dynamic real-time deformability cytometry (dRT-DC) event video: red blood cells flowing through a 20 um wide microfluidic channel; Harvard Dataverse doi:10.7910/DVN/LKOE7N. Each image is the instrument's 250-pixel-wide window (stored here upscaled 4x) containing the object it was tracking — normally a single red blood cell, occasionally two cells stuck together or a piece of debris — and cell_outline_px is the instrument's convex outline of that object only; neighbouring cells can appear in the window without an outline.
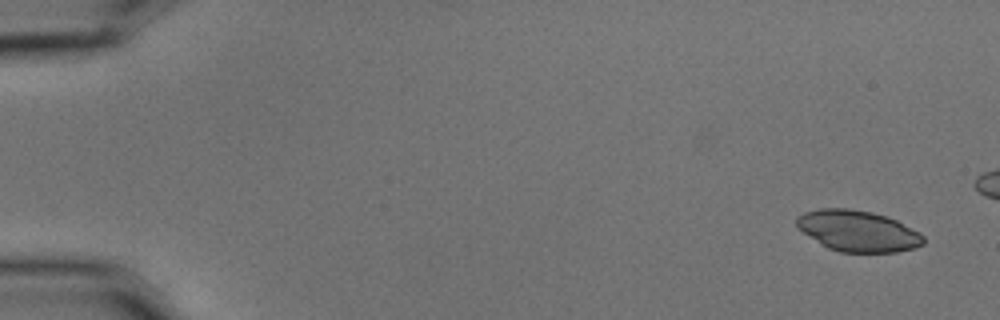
{"species": "common noctule bat (a hibernating species)", "species_latin": "Nyctalus noctula", "temperature_condition": "cold", "stored_images_in_passage": 7, "camera_frame_rate_fps": 3000, "um_per_image_px": 0.085, "animal": {"sex": "male", "body_mass_g": 15.6}, "frame": {"image": 1, "passage_image": 1, "time_ms": 0.0, "image_size_px": [1000, 320], "cell_outline_px": [[924, 244], [916, 248], [896, 252], [840, 252], [828, 248], [820, 244], [796, 228], [796, 216], [804, 212], [820, 208], [848, 208], [872, 212], [888, 216], [920, 232], [924, 236]], "centroid_in_image_um": [72.91, 19.63], "position_along_channel_um": 12.1, "area_um2": 30.69}}
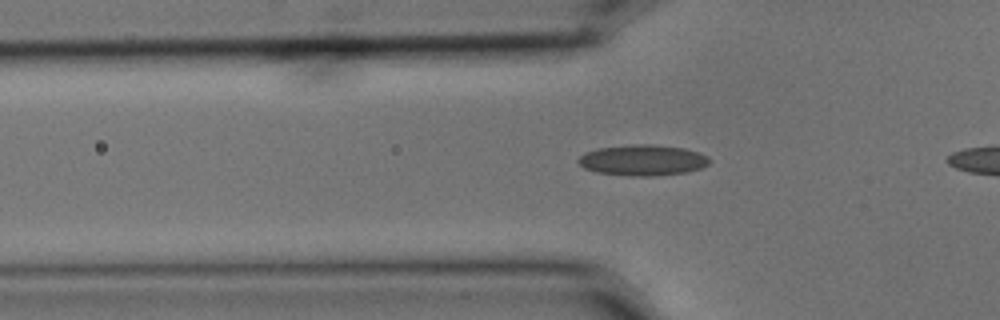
{"frame": {"image": 2, "passage_image": 7, "time_ms": 2.0, "image_size_px": [1000, 320], "cell_outline_px": [[708, 164], [700, 168], [688, 172], [652, 176], [632, 176], [596, 172], [584, 168], [576, 160], [584, 152], [596, 148], [632, 144], [652, 144], [684, 148], [708, 156]], "centroid_in_image_um": [54.58, 13.61], "position_along_channel_um": 71.2, "area_um2": 23.58}}